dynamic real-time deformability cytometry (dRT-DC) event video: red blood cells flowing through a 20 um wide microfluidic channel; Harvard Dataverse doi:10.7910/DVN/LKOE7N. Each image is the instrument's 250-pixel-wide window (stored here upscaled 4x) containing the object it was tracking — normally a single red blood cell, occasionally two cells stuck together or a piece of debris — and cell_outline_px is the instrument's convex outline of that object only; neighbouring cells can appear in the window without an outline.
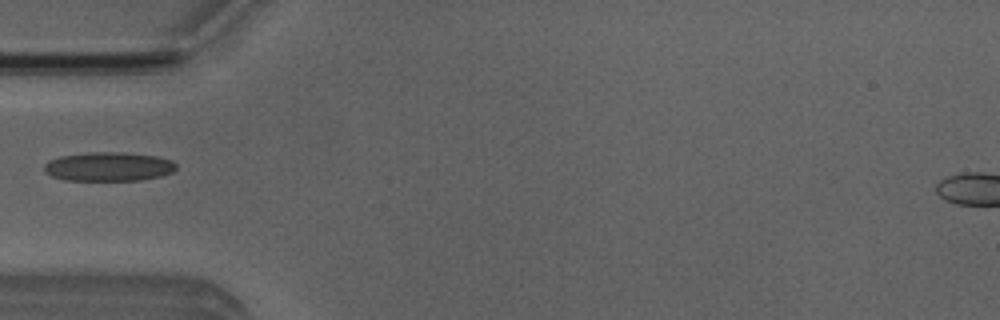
{"species": "Egyptian fruit bat (a non-hibernating species)", "species_latin": "Rousettus aegyptiacus", "temperature_condition": "room temperature", "stored_images_in_passage": 4, "camera_frame_rate_fps": 3000, "um_per_image_px": 0.085, "animal": {"sex": "male"}, "frame": {"image": 1, "passage_image": 4, "time_ms": 1.0, "image_size_px": [1000, 320], "cell_outline_px": [[176, 168], [172, 172], [160, 176], [140, 180], [64, 180], [52, 176], [44, 172], [44, 164], [48, 160], [60, 156], [88, 152], [124, 152], [156, 156], [172, 160], [176, 164]], "centroid_in_image_um": [9.21, 14.15], "position_along_channel_um": 75.8, "area_um2": 22.43}}